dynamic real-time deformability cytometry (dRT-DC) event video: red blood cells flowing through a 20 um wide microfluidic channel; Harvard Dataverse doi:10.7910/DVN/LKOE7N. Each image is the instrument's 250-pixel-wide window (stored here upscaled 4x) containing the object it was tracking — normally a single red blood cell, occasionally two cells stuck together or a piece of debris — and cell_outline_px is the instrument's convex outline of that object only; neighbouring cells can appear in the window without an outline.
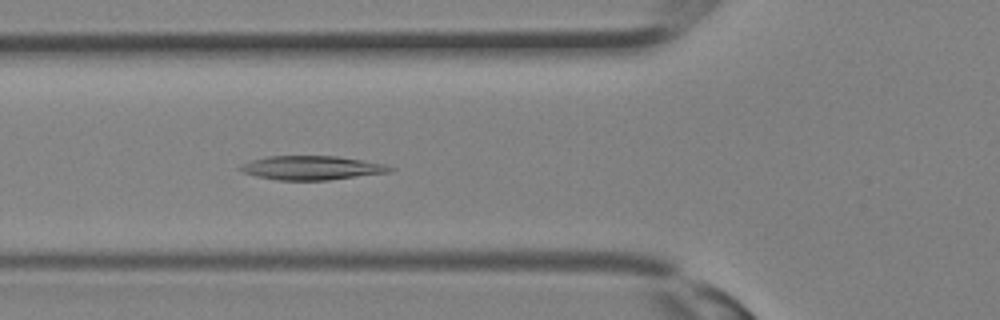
{"species": "Egyptian fruit bat (a non-hibernating species)", "species_latin": "Rousettus aegyptiacus", "temperature_condition": "room temperature", "stored_images_in_passage": 11, "camera_frame_rate_fps": 3000, "um_per_image_px": 0.085, "animal": {"sex": "female"}, "frame": {"image": 1, "passage_image": 11, "time_ms": 3.333, "image_size_px": [1000, 320], "cell_outline_px": [[396, 168], [392, 172], [328, 180], [276, 180], [256, 176], [244, 172], [236, 168], [240, 164], [252, 160], [268, 156], [336, 156], [384, 164]], "centroid_in_image_um": [26.48, 14.27], "position_along_channel_um": 99.3, "area_um2": 20.92}}